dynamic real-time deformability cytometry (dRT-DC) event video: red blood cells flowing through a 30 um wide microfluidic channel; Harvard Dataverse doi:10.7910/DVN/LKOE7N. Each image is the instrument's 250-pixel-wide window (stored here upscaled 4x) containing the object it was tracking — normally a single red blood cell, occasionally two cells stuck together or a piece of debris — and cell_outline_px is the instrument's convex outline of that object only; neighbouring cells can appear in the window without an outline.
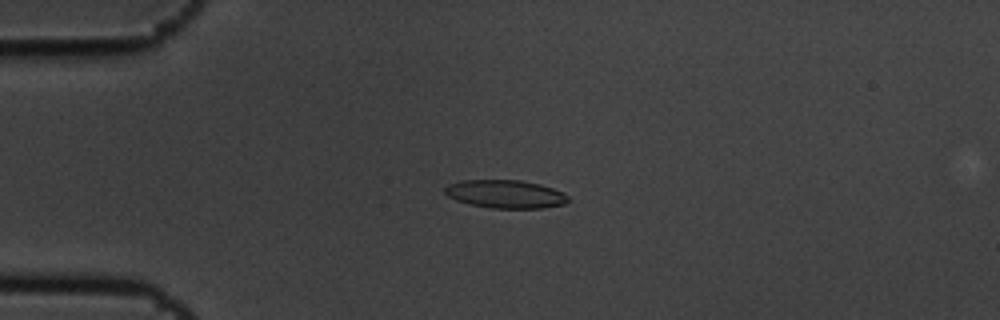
{"species": "common noctule bat (a hibernating species)", "species_latin": "Nyctalus noctula", "temperature_condition": "cold", "stored_images_in_passage": 4, "camera_frame_rate_fps": 3000, "um_per_image_px": 0.085, "animal": {"sex": "male", "body_mass_g": 19.5, "forearm_length_mm": 54.6}, "frame": {"image": 1, "passage_image": 3, "time_ms": 0.667, "image_size_px": [1000, 320], "cell_outline_px": [[568, 200], [564, 204], [540, 208], [492, 208], [468, 204], [456, 200], [448, 196], [444, 192], [444, 188], [448, 184], [460, 180], [520, 180], [540, 184], [564, 192], [568, 196]], "centroid_in_image_um": [42.94, 16.49], "position_along_channel_um": 42.1, "area_um2": 20.29}}